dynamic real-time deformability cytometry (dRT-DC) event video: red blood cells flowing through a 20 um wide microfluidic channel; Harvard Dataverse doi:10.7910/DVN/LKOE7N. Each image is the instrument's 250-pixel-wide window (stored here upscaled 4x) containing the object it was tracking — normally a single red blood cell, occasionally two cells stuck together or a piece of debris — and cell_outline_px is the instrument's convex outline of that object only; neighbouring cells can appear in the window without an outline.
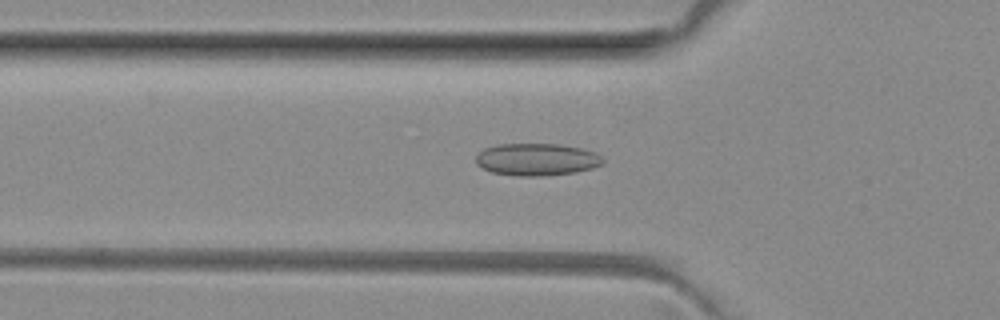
{"species": "common noctule bat (a hibernating species)", "species_latin": "Nyctalus noctula", "temperature_condition": "room temperature", "stored_images_in_passage": 51, "camera_frame_rate_fps": 3000, "um_per_image_px": 0.085, "animal": {"sex": "female", "body_mass_g": 29.2, "forearm_length_mm": 56.3}, "frame": {"image": 1, "passage_image": 17, "time_ms": 5.333, "image_size_px": [1000, 320], "cell_outline_px": [[604, 164], [592, 168], [576, 172], [540, 176], [516, 176], [492, 172], [476, 164], [476, 156], [484, 148], [500, 144], [560, 144], [580, 148], [596, 152], [604, 160]], "centroid_in_image_um": [45.64, 13.55], "position_along_channel_um": 80.2, "area_um2": 23.87}}
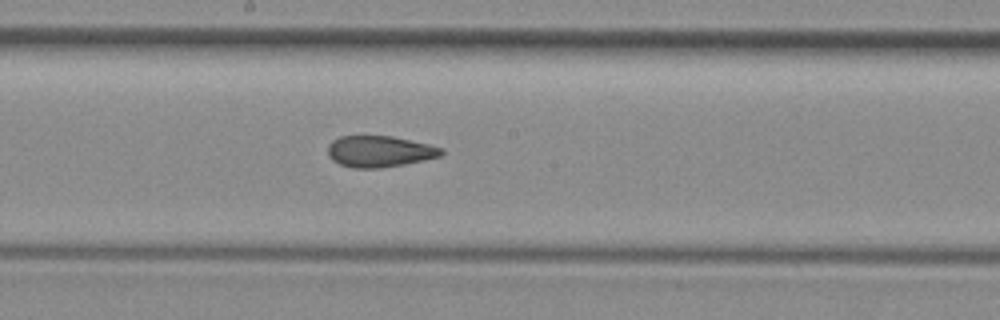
{"frame": {"image": 2, "passage_image": 27, "time_ms": 8.667, "image_size_px": [1000, 320], "cell_outline_px": [[444, 152], [440, 156], [424, 160], [404, 164], [380, 168], [352, 168], [340, 164], [332, 160], [328, 156], [328, 144], [332, 140], [340, 136], [392, 136], [428, 144], [444, 148]], "centroid_in_image_um": [32.24, 12.87], "position_along_channel_um": 216.0, "area_um2": 20.75}}
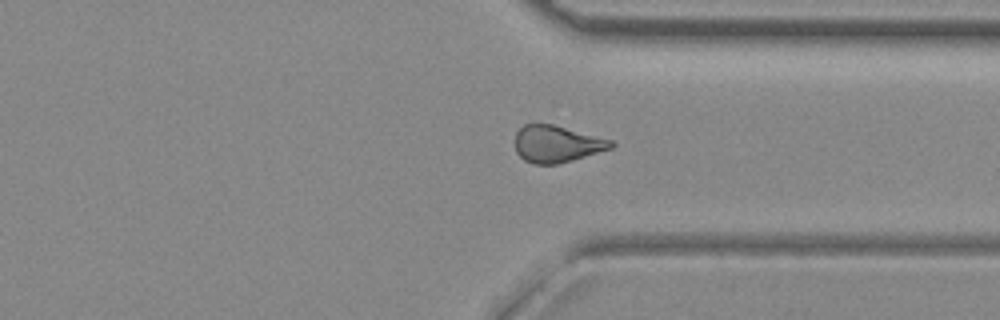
{"frame": {"image": 3, "passage_image": 38, "time_ms": 12.333, "image_size_px": [1000, 320], "cell_outline_px": [[616, 144], [612, 148], [572, 160], [556, 164], [532, 164], [524, 160], [516, 152], [516, 132], [524, 124], [552, 124], [612, 140]], "centroid_in_image_um": [47.32, 12.24], "position_along_channel_um": 364.1, "area_um2": 20.46}, "authors_computed_cell_mechanics": {"area_um2": 21.4438, "velocity_mm_per_s": 4.053, "shape_relaxation_time_tau1_ms": null, "shape_relaxation_time_tau2_ms": 1.6665, "deformation_change_tau1": null, "deformation_change_tau2": 0.0802}}